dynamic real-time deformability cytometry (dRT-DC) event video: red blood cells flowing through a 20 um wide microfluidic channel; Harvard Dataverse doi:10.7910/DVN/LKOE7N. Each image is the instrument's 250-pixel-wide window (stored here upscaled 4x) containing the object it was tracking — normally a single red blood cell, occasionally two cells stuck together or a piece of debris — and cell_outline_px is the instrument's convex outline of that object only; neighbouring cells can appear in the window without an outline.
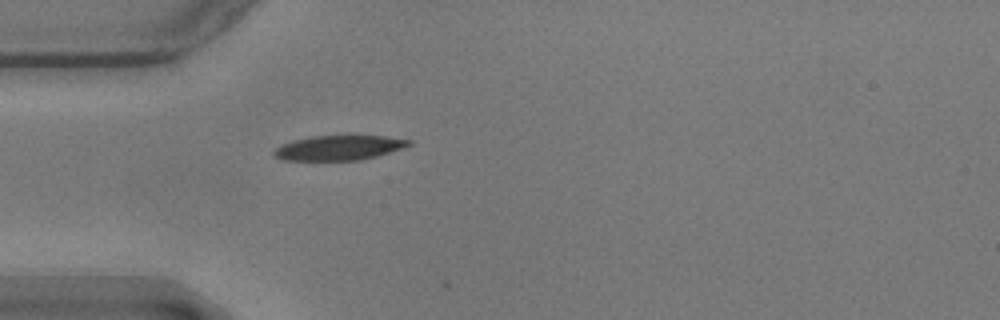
{"species": "common noctule bat (a hibernating species)", "species_latin": "Nyctalus noctula", "temperature_condition": "warm", "stored_images_in_passage": 2, "camera_frame_rate_fps": 3000, "um_per_image_px": 0.085, "animal": {"sex": "male", "body_mass_g": 17.9}, "frame": {"image": 1, "passage_image": 1, "time_ms": 0.0, "image_size_px": [1000, 320], "cell_outline_px": [[412, 144], [404, 148], [376, 156], [360, 160], [284, 160], [276, 156], [272, 152], [276, 148], [292, 140], [312, 136], [352, 132], [388, 136], [412, 140]], "centroid_in_image_um": [28.91, 12.5], "position_along_channel_um": 56.1, "area_um2": 20.46}}